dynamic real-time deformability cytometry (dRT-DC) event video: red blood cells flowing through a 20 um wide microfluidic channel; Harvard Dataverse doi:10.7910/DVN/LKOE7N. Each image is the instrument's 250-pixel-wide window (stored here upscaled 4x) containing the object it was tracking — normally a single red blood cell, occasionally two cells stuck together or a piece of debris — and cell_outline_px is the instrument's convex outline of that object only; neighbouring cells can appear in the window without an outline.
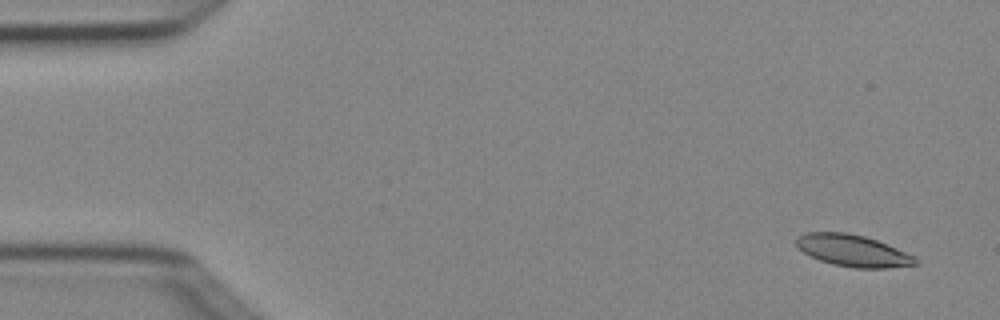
{"species": "Egyptian fruit bat (a non-hibernating species)", "species_latin": "Rousettus aegyptiacus", "temperature_condition": "cold", "stored_images_in_passage": 4, "camera_frame_rate_fps": 3000, "um_per_image_px": 0.085, "animal": {"sex": "female"}, "frame": {"image": 1, "passage_image": 1, "time_ms": 0.0, "image_size_px": [1000, 320], "cell_outline_px": [[920, 264], [888, 268], [856, 268], [832, 264], [820, 260], [804, 252], [796, 244], [796, 240], [804, 232], [848, 232], [864, 236], [876, 240], [916, 256], [920, 260]], "centroid_in_image_um": [72.55, 21.31], "position_along_channel_um": 12.4, "area_um2": 22.02}}
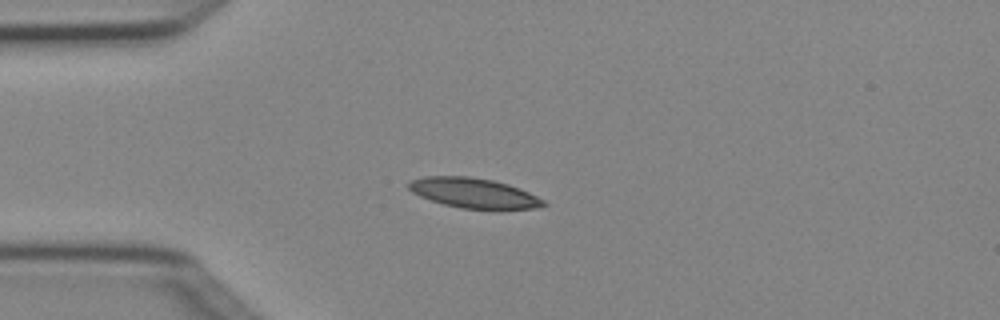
{"frame": {"image": 2, "passage_image": 4, "time_ms": 1.0, "image_size_px": [1000, 320], "cell_outline_px": [[548, 204], [540, 208], [460, 208], [444, 204], [420, 196], [412, 192], [404, 184], [408, 180], [424, 176], [468, 176], [492, 180], [508, 184], [520, 188], [544, 200]], "centroid_in_image_um": [40.21, 16.38], "position_along_channel_um": 44.8, "area_um2": 23.41}}